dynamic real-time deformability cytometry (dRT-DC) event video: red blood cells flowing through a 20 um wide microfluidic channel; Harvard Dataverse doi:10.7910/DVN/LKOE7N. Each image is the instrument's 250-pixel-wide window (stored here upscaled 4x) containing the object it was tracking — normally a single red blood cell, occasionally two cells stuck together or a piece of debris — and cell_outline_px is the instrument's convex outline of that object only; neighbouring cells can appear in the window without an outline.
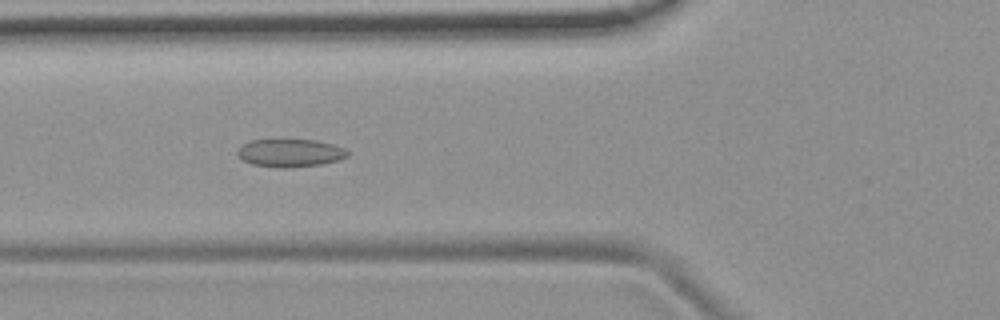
{"species": "common noctule bat (a hibernating species)", "species_latin": "Nyctalus noctula", "temperature_condition": "room temperature", "stored_images_in_passage": 34, "camera_frame_rate_fps": 3000, "um_per_image_px": 0.085, "animal": {"sex": "female", "body_mass_g": 19.9}, "frame": {"image": 1, "passage_image": 8, "time_ms": 2.333, "image_size_px": [1000, 320], "cell_outline_px": [[348, 156], [340, 160], [320, 164], [292, 168], [276, 168], [252, 164], [244, 160], [236, 152], [248, 140], [316, 140], [332, 144], [344, 148], [348, 152]], "centroid_in_image_um": [24.68, 13.01], "position_along_channel_um": 101.1, "area_um2": 17.86}}
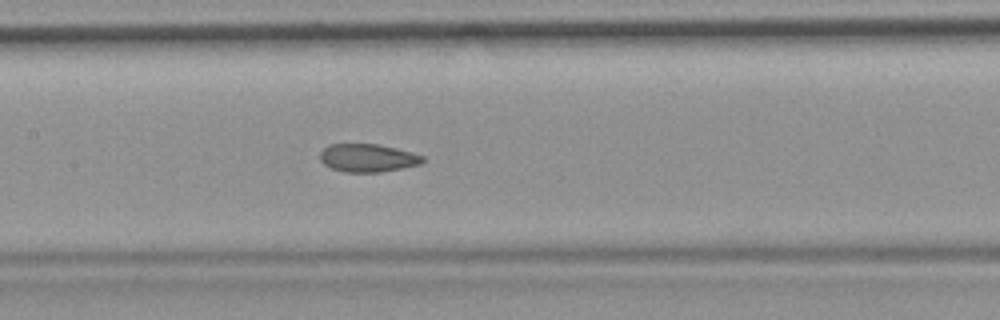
{"frame": {"image": 2, "passage_image": 14, "time_ms": 4.333, "image_size_px": [1000, 320], "cell_outline_px": [[424, 160], [420, 164], [380, 172], [344, 172], [332, 168], [324, 164], [320, 160], [320, 152], [328, 144], [376, 144], [396, 148], [412, 152], [424, 156]], "centroid_in_image_um": [31.24, 13.42], "position_along_channel_um": 176.2, "area_um2": 16.7}}
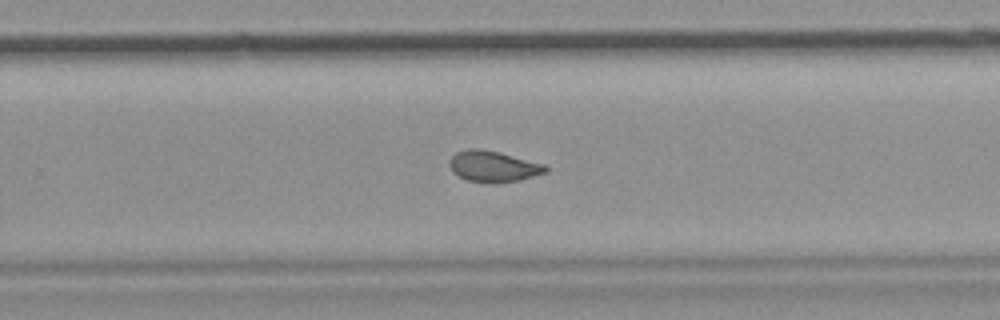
{"frame": {"image": 3, "passage_image": 23, "time_ms": 7.333, "image_size_px": [1000, 320], "cell_outline_px": [[548, 172], [520, 180], [468, 180], [452, 172], [448, 164], [448, 160], [456, 152], [468, 148], [480, 148], [500, 152], [544, 164], [548, 168]], "centroid_in_image_um": [41.91, 14.08], "position_along_channel_um": 287.9, "area_um2": 16.88}, "authors_computed_cell_mechanics": {"area_um2": 17.1088, "velocity_mm_per_s": 3.7361, "shape_relaxation_time_tau1_ms": null, "shape_relaxation_time_tau2_ms": 1.5861, "deformation_change_tau1": null, "deformation_change_tau2": 0.0678}}